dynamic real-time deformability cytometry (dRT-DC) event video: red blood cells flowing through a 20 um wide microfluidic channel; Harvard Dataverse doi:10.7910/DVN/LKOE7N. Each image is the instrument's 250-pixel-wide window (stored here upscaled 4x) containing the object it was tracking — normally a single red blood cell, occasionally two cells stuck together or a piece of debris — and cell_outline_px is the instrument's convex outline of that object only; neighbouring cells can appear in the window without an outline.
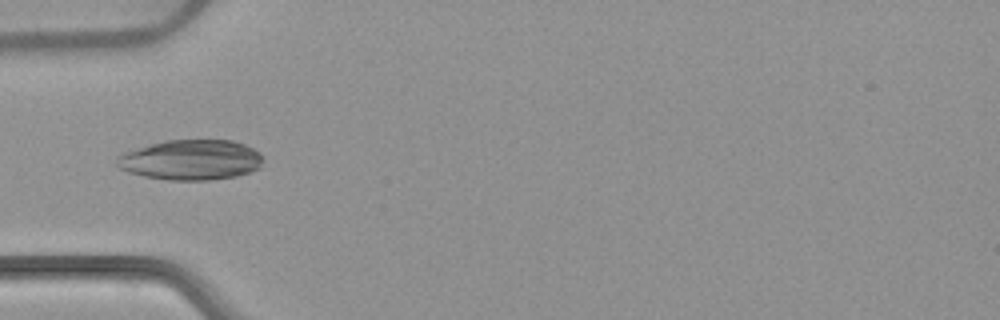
{"species": "common noctule bat (a hibernating species)", "species_latin": "Nyctalus noctula", "temperature_condition": "warm", "stored_images_in_passage": 45, "camera_frame_rate_fps": 3000, "um_per_image_px": 0.085, "animal": {"sex": "female", "body_mass_g": 22.7, "forearm_length_mm": 54.2}, "frame": {"image": 1, "passage_image": 10, "time_ms": 3.0, "image_size_px": [1000, 320], "cell_outline_px": [[264, 160], [260, 168], [236, 176], [208, 180], [168, 180], [144, 176], [128, 172], [120, 168], [116, 164], [116, 156], [124, 152], [152, 144], [168, 140], [232, 140], [244, 144], [260, 152], [264, 156]], "centroid_in_image_um": [16.26, 13.59], "position_along_channel_um": 68.7, "area_um2": 34.33}}
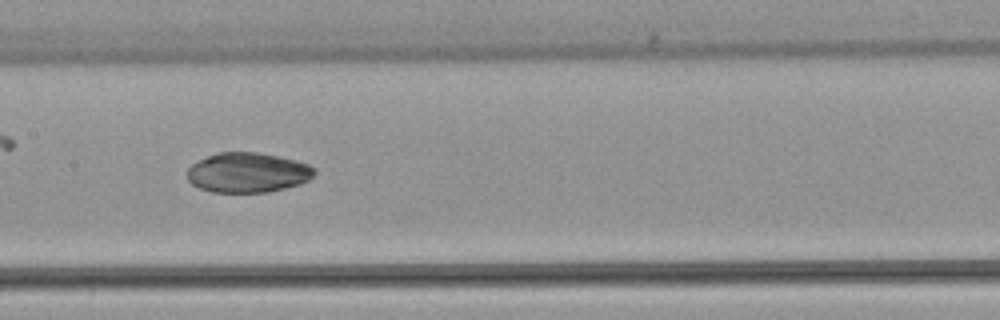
{"frame": {"image": 2, "passage_image": 19, "time_ms": 6.0, "image_size_px": [1000, 320], "cell_outline_px": [[316, 172], [308, 180], [300, 184], [268, 192], [212, 192], [200, 188], [192, 184], [188, 180], [188, 168], [192, 164], [216, 152], [256, 152], [296, 160], [308, 164], [316, 168]], "centroid_in_image_um": [21.06, 14.67], "position_along_channel_um": 186.3, "area_um2": 29.48}}
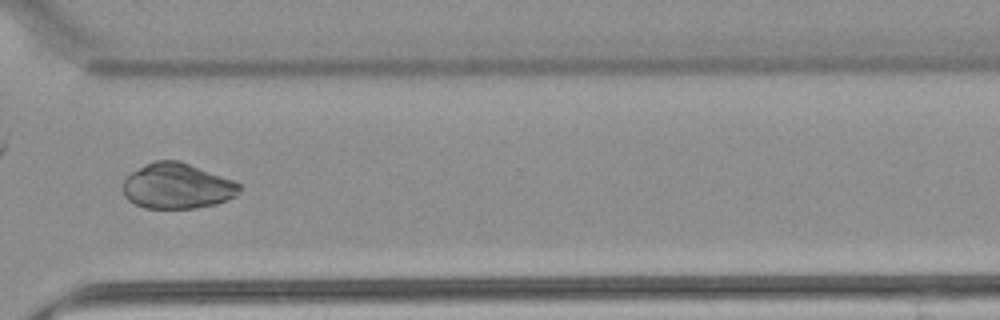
{"frame": {"image": 3, "passage_image": 32, "time_ms": 10.333, "image_size_px": [1000, 320], "cell_outline_px": [[240, 192], [236, 196], [216, 204], [196, 208], [144, 208], [128, 200], [124, 196], [124, 180], [132, 172], [144, 164], [152, 160], [180, 160], [236, 180], [240, 184]], "centroid_in_image_um": [15.09, 15.8], "position_along_channel_um": 355.5, "area_um2": 31.21}}